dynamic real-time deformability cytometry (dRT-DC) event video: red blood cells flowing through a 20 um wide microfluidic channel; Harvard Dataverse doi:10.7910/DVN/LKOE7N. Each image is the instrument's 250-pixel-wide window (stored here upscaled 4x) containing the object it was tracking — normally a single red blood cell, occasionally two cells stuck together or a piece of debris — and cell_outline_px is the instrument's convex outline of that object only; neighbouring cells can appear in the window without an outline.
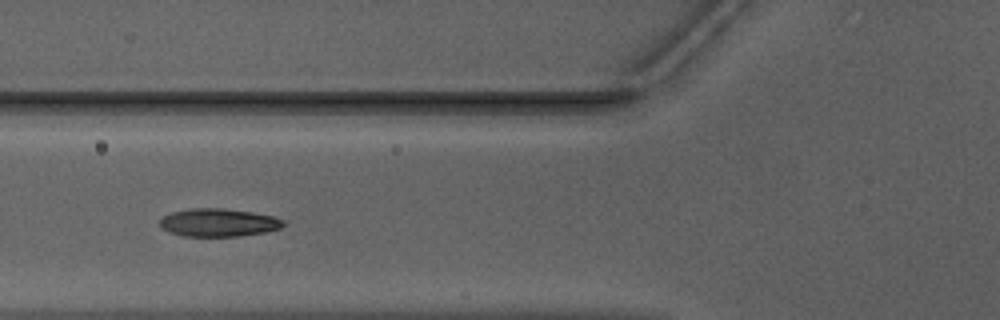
{"species": "Egyptian fruit bat (a non-hibernating species)", "species_latin": "Rousettus aegyptiacus", "temperature_condition": "warm", "stored_images_in_passage": 36, "camera_frame_rate_fps": 3000, "um_per_image_px": 0.085, "animal": {"sex": "male"}, "frame": {"image": 1, "passage_image": 5, "time_ms": 1.333, "image_size_px": [1000, 320], "cell_outline_px": [[284, 224], [280, 228], [264, 232], [240, 236], [184, 236], [168, 232], [160, 228], [160, 220], [164, 216], [172, 212], [192, 208], [224, 208], [252, 212], [272, 216], [284, 220]], "centroid_in_image_um": [18.54, 18.92], "position_along_channel_um": 107.3, "area_um2": 20.11}}
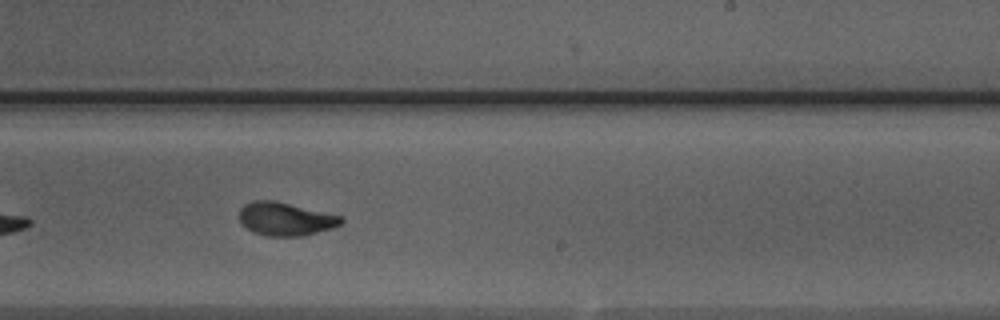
{"frame": {"image": 2, "passage_image": 17, "time_ms": 5.333, "image_size_px": [1000, 320], "cell_outline_px": [[344, 220], [340, 224], [332, 228], [304, 236], [268, 236], [252, 232], [240, 224], [240, 208], [244, 204], [252, 200], [276, 200], [340, 216]], "centroid_in_image_um": [24.22, 18.61], "position_along_channel_um": 264.8, "area_um2": 19.83}}
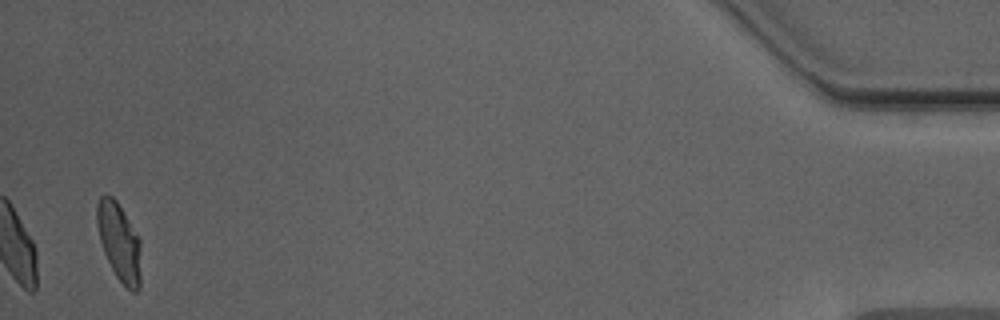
{"frame": {"image": 3, "passage_image": 36, "time_ms": 11.667, "image_size_px": [1000, 320], "cell_outline_px": [[140, 288], [136, 292], [132, 292], [116, 276], [104, 252], [100, 240], [96, 224], [96, 204], [100, 196], [104, 192], [112, 196], [116, 200], [140, 240]], "centroid_in_image_um": [10.11, 20.53], "position_along_channel_um": 425.1, "area_um2": 19.88}, "authors_computed_cell_mechanics": {"area_um2": 19.8254, "velocity_mm_per_s": 3.9407, "shape_relaxation_time_tau1_ms": 3.3754, "shape_relaxation_time_tau2_ms": 0.7642, "deformation_change_tau1": 0.1816, "deformation_change_tau2": 0.0656}}